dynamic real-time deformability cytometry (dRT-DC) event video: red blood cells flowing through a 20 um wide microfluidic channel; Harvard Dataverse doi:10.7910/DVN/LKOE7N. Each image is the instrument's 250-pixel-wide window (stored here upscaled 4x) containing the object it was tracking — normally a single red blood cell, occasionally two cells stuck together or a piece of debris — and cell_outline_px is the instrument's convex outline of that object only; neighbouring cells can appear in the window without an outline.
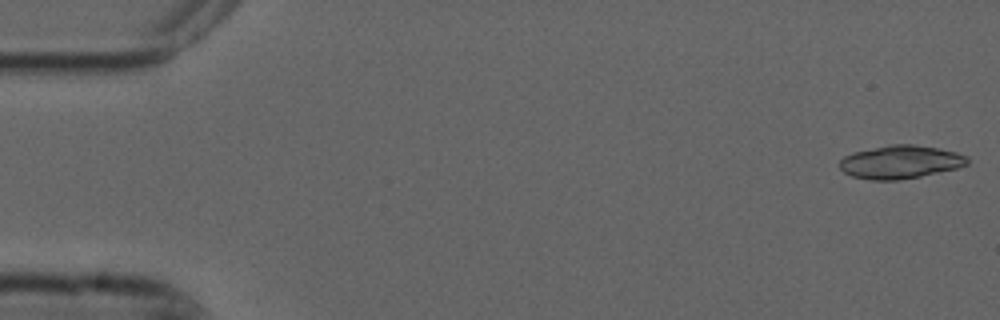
{"species": "common noctule bat (a hibernating species)", "species_latin": "Nyctalus noctula", "temperature_condition": "cold", "stored_images_in_passage": 4, "camera_frame_rate_fps": 3000, "um_per_image_px": 0.085, "animal": {"sex": "male", "forearm_length_mm": 52.5}, "frame": {"image": 1, "passage_image": 1, "time_ms": 0.0, "image_size_px": [1000, 320], "cell_outline_px": [[968, 164], [956, 168], [920, 176], [900, 180], [868, 180], [852, 176], [844, 172], [840, 168], [840, 160], [844, 156], [852, 152], [888, 144], [912, 144], [940, 148], [956, 152], [968, 156]], "centroid_in_image_um": [76.51, 13.76], "position_along_channel_um": 8.5, "area_um2": 24.85}}
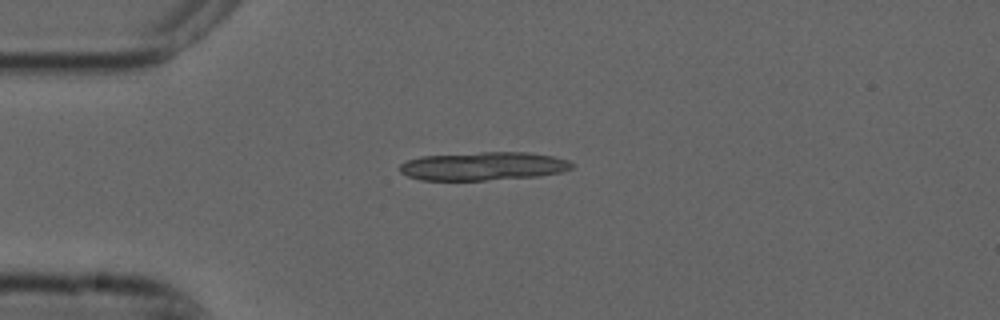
{"frame": {"image": 2, "passage_image": 4, "time_ms": 1.0, "image_size_px": [1000, 320], "cell_outline_px": [[572, 168], [560, 172], [540, 176], [488, 180], [420, 180], [408, 176], [400, 172], [400, 164], [408, 160], [420, 156], [480, 152], [528, 152], [552, 156], [568, 160], [572, 164]], "centroid_in_image_um": [41.06, 14.12], "position_along_channel_um": 43.9, "area_um2": 28.5}}